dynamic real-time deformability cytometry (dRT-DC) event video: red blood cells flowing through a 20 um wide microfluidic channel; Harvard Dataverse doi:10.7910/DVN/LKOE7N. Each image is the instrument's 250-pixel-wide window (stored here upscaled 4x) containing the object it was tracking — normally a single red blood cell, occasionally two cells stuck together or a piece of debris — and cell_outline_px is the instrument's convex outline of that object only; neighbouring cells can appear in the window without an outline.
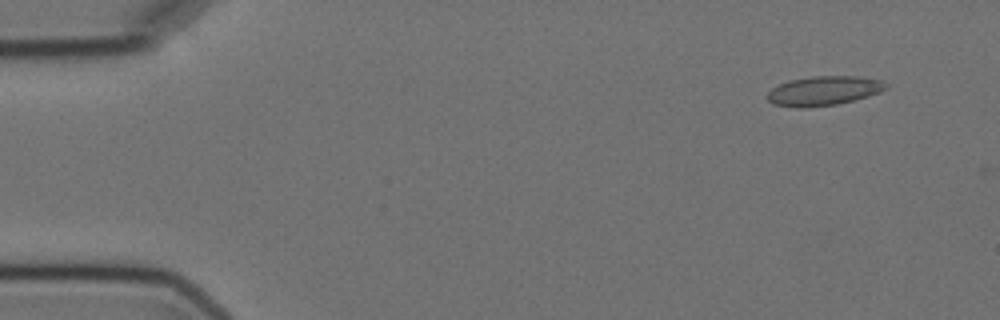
{"species": "Egyptian fruit bat (a non-hibernating species)", "species_latin": "Rousettus aegyptiacus", "temperature_condition": "cold", "stored_images_in_passage": 11, "camera_frame_rate_fps": 3000, "um_per_image_px": 0.085, "animal": {"sex": "female"}, "frame": {"image": 1, "passage_image": 2, "time_ms": 1.333, "image_size_px": [1000, 320], "cell_outline_px": [[888, 88], [880, 92], [868, 96], [836, 104], [804, 108], [796, 108], [772, 104], [764, 96], [772, 88], [788, 80], [812, 76], [856, 76], [884, 80], [888, 84]], "centroid_in_image_um": [70.0, 7.71], "position_along_channel_um": 15.0, "area_um2": 20.52}}
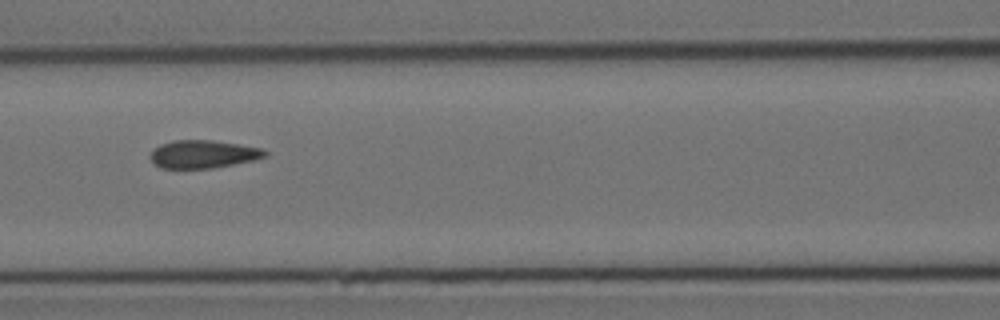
{"frame": {"image": 2, "passage_image": 7, "time_ms": 8.0, "image_size_px": [1000, 320], "cell_outline_px": [[268, 156], [256, 160], [212, 168], [160, 168], [152, 160], [152, 152], [160, 144], [172, 140], [212, 140], [240, 144], [264, 148], [268, 152]], "centroid_in_image_um": [17.36, 13.09], "position_along_channel_um": 149.2, "area_um2": 18.73}}
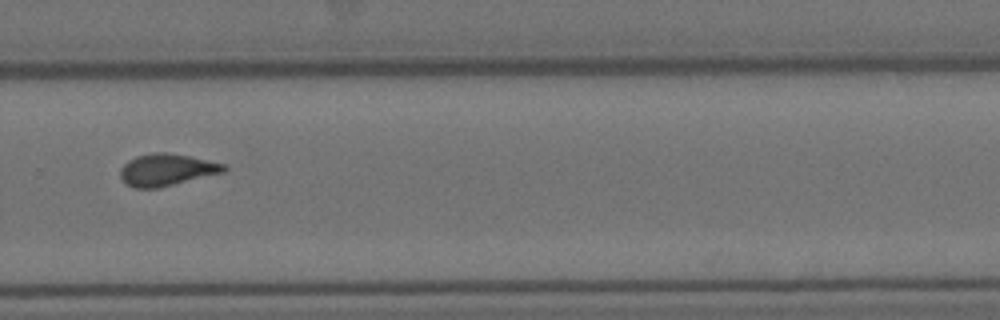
{"frame": {"image": 3, "passage_image": 11, "time_ms": 12.667, "image_size_px": [1000, 320], "cell_outline_px": [[228, 168], [224, 172], [156, 188], [132, 188], [120, 176], [120, 168], [128, 160], [136, 156], [156, 152], [168, 152], [188, 156], [224, 164]], "centroid_in_image_um": [14.14, 14.42], "position_along_channel_um": 315.7, "area_um2": 19.02}}